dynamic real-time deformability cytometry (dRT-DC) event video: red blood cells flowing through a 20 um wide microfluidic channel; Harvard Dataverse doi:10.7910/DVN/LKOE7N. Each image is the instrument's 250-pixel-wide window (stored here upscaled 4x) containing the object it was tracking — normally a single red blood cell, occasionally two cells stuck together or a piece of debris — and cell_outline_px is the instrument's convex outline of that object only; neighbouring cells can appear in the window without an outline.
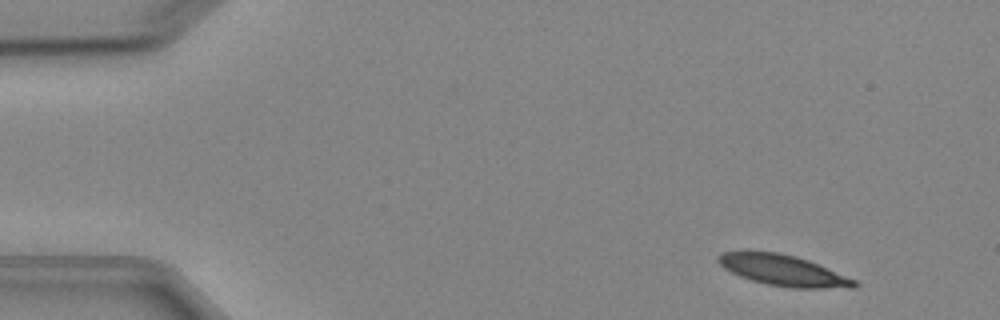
{"species": "Egyptian fruit bat (a non-hibernating species)", "species_latin": "Rousettus aegyptiacus", "temperature_condition": "cold", "stored_images_in_passage": 4, "camera_frame_rate_fps": 3000, "um_per_image_px": 0.085, "animal": {"sex": "female"}, "frame": {"image": 1, "passage_image": 1, "time_ms": 0.0, "image_size_px": [1000, 320], "cell_outline_px": [[860, 284], [856, 288], [792, 288], [768, 284], [752, 280], [740, 276], [724, 268], [716, 260], [716, 256], [720, 252], [780, 252], [796, 256], [808, 260], [856, 280]], "centroid_in_image_um": [66.59, 22.99], "position_along_channel_um": 18.4, "area_um2": 24.33}}